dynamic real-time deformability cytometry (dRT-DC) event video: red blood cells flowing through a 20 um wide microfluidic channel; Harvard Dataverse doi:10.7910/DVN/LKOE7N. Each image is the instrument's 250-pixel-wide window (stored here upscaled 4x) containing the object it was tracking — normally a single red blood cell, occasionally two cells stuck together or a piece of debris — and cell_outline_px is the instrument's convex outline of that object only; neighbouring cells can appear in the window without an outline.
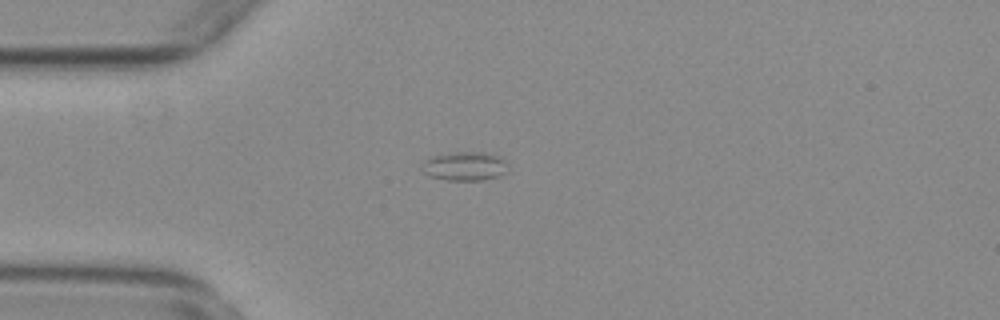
{"species": "common noctule bat (a hibernating species)", "species_latin": "Nyctalus noctula", "temperature_condition": "warm", "stored_images_in_passage": 37, "segment_of_instrument_passage": [1, 2], "camera_frame_rate_fps": 3000, "um_per_image_px": 0.085, "animal": {"sex": "female", "body_mass_g": 29.2, "forearm_length_mm": 56.3}, "frame": {"image": 1, "passage_image": 1, "time_ms": 0.0, "image_size_px": [1000, 320], "cell_outline_px": [[508, 172], [500, 176], [484, 180], [448, 180], [432, 176], [424, 172], [420, 164], [424, 160], [432, 156], [456, 152], [484, 152], [500, 156], [504, 160]], "centroid_in_image_um": [39.53, 14.12], "position_along_channel_um": 45.5, "area_um2": 14.51}}
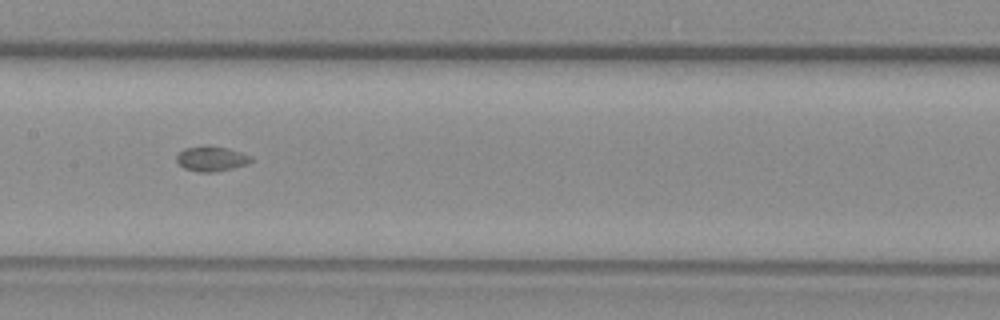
{"frame": {"image": 2, "passage_image": 14, "time_ms": 4.333, "image_size_px": [1000, 320], "cell_outline_px": [[252, 160], [244, 164], [232, 168], [212, 172], [200, 172], [184, 168], [176, 160], [176, 156], [184, 148], [204, 144], [208, 144], [228, 148], [252, 156]], "centroid_in_image_um": [17.94, 13.46], "position_along_channel_um": 189.5, "area_um2": 10.87}}
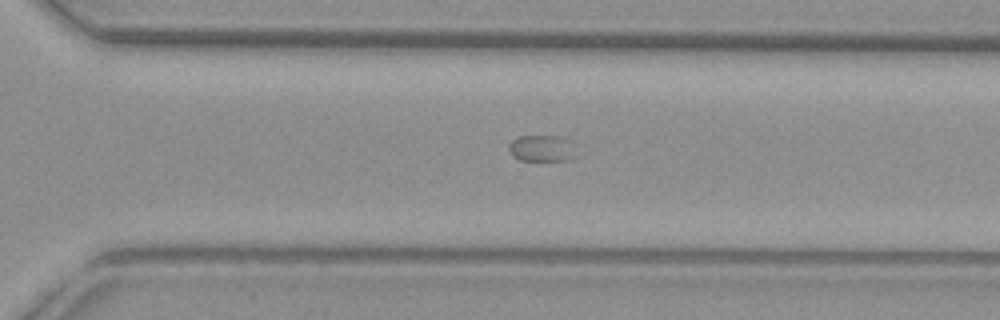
{"frame": {"image": 3, "passage_image": 25, "time_ms": 8.0, "image_size_px": [1000, 320], "cell_outline_px": [[576, 156], [572, 160], [520, 160], [512, 156], [508, 152], [508, 144], [512, 140], [520, 136], [564, 136], [572, 140]], "centroid_in_image_um": [46.08, 12.6], "position_along_channel_um": 324.5, "area_um2": 10.69}}